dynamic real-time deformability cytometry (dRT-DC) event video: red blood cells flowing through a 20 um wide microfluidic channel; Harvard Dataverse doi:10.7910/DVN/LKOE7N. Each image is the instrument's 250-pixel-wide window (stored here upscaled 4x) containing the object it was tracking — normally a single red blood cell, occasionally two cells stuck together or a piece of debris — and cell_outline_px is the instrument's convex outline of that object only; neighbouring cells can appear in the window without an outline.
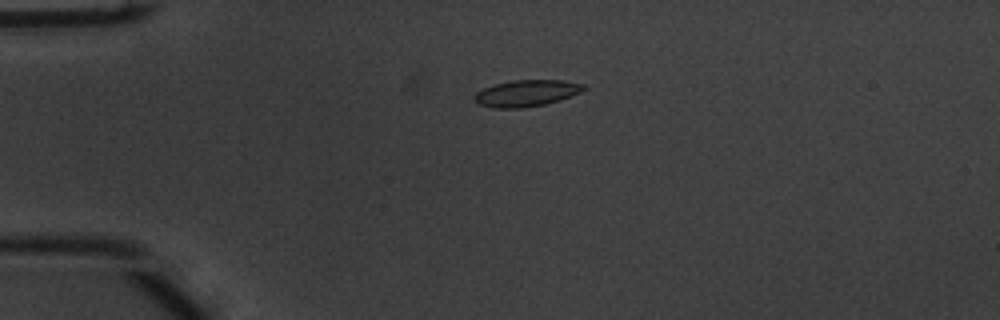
{"species": "common noctule bat (a hibernating species)", "species_latin": "Nyctalus noctula", "temperature_condition": "warm", "stored_images_in_passage": 43, "camera_frame_rate_fps": 3000, "um_per_image_px": 0.085, "animal": {"sex": "male", "body_mass_g": 20.1, "forearm_length_mm": 53.5}, "frame": {"image": 1, "passage_image": 2, "time_ms": 0.333, "image_size_px": [1000, 320], "cell_outline_px": [[588, 88], [580, 92], [560, 100], [544, 104], [524, 108], [496, 108], [476, 104], [472, 96], [476, 92], [484, 88], [496, 84], [512, 80], [564, 80], [584, 84]], "centroid_in_image_um": [44.74, 7.92], "position_along_channel_um": 40.3, "area_um2": 16.99}}
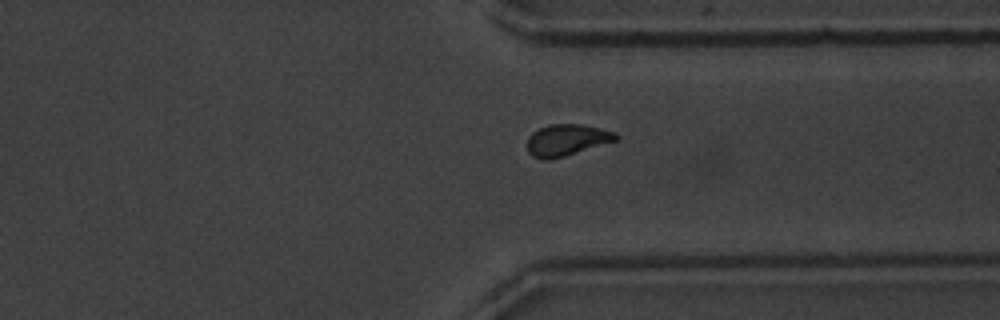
{"frame": {"image": 2, "passage_image": 30, "time_ms": 9.667, "image_size_px": [1000, 320], "cell_outline_px": [[620, 136], [616, 140], [552, 160], [540, 160], [532, 156], [528, 152], [528, 136], [532, 132], [548, 124], [584, 124], [616, 132]], "centroid_in_image_um": [48.15, 11.9], "position_along_channel_um": 363.2, "area_um2": 16.42}}
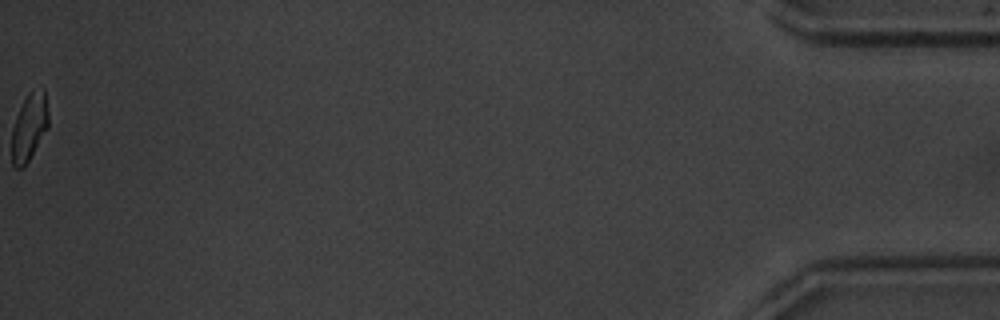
{"frame": {"image": 3, "passage_image": 43, "time_ms": 14.0, "image_size_px": [1000, 320], "cell_outline_px": [[48, 128], [24, 168], [16, 168], [12, 164], [12, 128], [16, 116], [28, 92], [32, 88], [44, 88], [48, 112]], "centroid_in_image_um": [2.49, 10.78], "position_along_channel_um": 432.7, "area_um2": 14.51}, "authors_computed_cell_mechanics": {"area_um2": 16.1262, "velocity_mm_per_s": 3.8005, "shape_relaxation_time_tau1_ms": 3.8503, "shape_relaxation_time_tau2_ms": 1.6192, "deformation_change_tau1": 0.1315, "deformation_change_tau2": 0.0488}}